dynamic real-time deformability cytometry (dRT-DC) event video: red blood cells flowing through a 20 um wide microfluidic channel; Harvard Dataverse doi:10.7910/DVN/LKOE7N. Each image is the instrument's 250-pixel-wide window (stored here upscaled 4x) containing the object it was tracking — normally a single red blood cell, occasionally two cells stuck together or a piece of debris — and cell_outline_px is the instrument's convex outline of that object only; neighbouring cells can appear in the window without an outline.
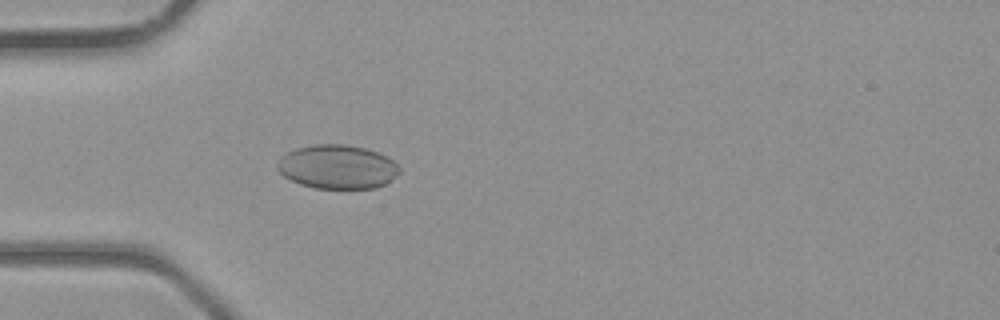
{"species": "common noctule bat (a hibernating species)", "species_latin": "Nyctalus noctula", "temperature_condition": "room temperature", "stored_images_in_passage": 40, "camera_frame_rate_fps": 3000, "um_per_image_px": 0.085, "animal": {"sex": "male", "body_mass_g": 23.1, "forearm_length_mm": 52.7}, "frame": {"image": 1, "passage_image": 12, "time_ms": 3.667, "image_size_px": [1000, 320], "cell_outline_px": [[400, 172], [396, 176], [384, 184], [376, 188], [316, 188], [300, 184], [284, 176], [276, 168], [280, 156], [296, 148], [316, 144], [344, 144], [364, 148], [380, 152], [388, 156], [400, 168]], "centroid_in_image_um": [28.68, 14.17], "position_along_channel_um": 56.3, "area_um2": 31.27}}
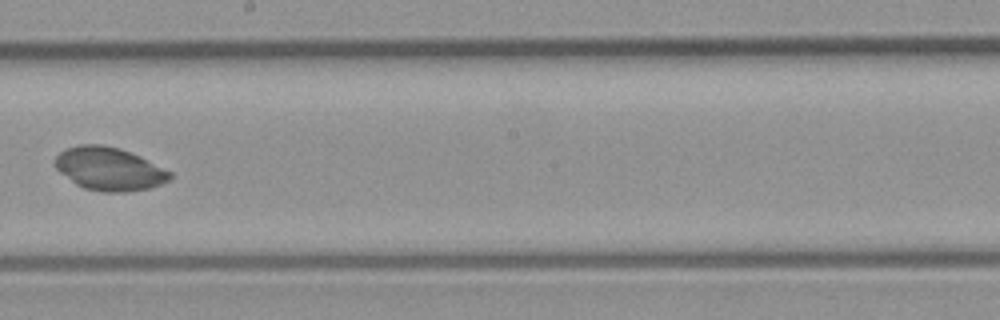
{"frame": {"image": 2, "passage_image": 23, "time_ms": 7.333, "image_size_px": [1000, 320], "cell_outline_px": [[172, 176], [168, 180], [152, 188], [128, 192], [104, 192], [84, 188], [76, 184], [60, 172], [52, 164], [56, 156], [60, 152], [68, 148], [80, 144], [104, 144], [120, 148], [140, 156], [172, 172]], "centroid_in_image_um": [9.28, 14.35], "position_along_channel_um": 238.9, "area_um2": 29.02}}
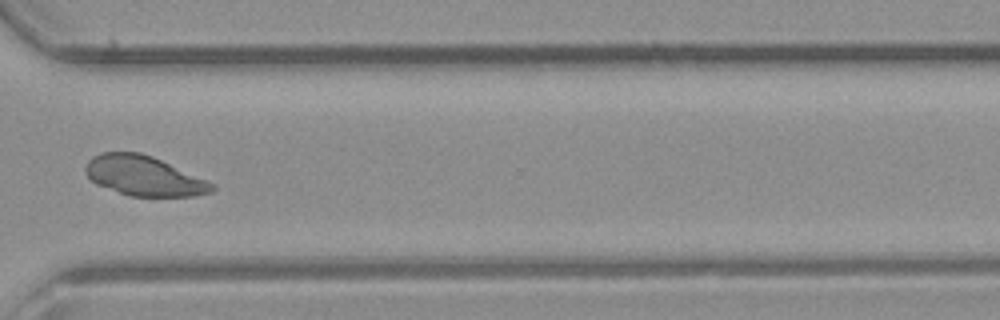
{"frame": {"image": 3, "passage_image": 30, "time_ms": 9.667, "image_size_px": [1000, 320], "cell_outline_px": [[216, 188], [212, 192], [196, 196], [128, 196], [96, 184], [84, 172], [84, 168], [88, 160], [92, 156], [100, 152], [140, 152], [152, 156], [208, 180], [216, 184]], "centroid_in_image_um": [12.24, 14.95], "position_along_channel_um": 358.4, "area_um2": 29.59}}